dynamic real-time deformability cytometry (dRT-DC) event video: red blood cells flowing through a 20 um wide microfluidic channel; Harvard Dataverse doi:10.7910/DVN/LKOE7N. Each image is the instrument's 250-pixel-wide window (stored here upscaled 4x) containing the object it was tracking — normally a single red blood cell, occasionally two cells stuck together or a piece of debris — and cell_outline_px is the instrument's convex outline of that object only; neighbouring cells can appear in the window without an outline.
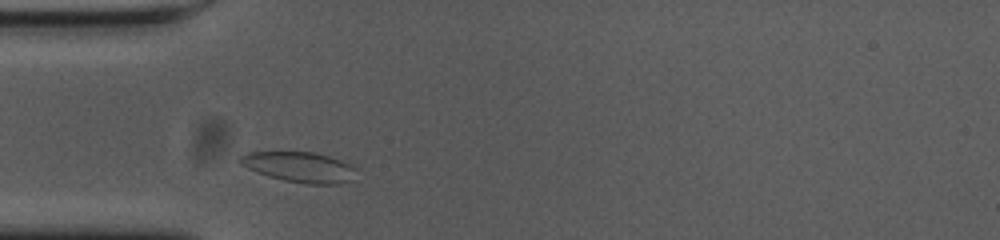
{"species": "common noctule bat (a hibernating species)", "species_latin": "Nyctalus noctula", "temperature_condition": "cold", "stored_images_in_passage": 31, "camera_frame_rate_fps": 3000, "um_per_image_px": 0.085, "animal": {"sex": "female", "body_mass_g": 23.0, "forearm_length_mm": 53.4}, "frame": {"image": 1, "passage_image": 2, "time_ms": 0.333, "image_size_px": [1000, 240], "cell_outline_px": [[352, 180], [340, 184], [304, 184], [284, 180], [268, 176], [240, 164], [236, 160], [240, 156], [248, 152], [312, 152], [328, 156], [348, 164], [352, 168]], "centroid_in_image_um": [25.38, 14.2], "position_along_channel_um": 59.6, "area_um2": 20.11}}
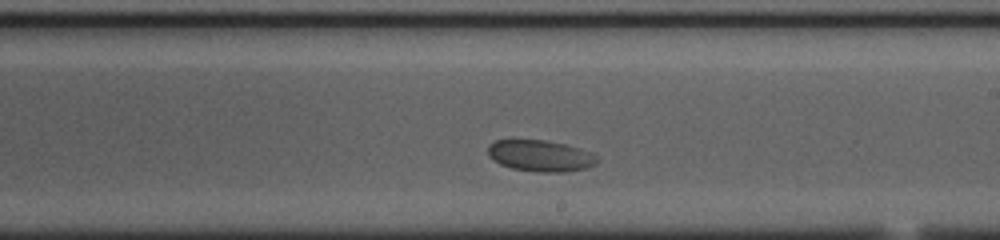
{"frame": {"image": 2, "passage_image": 18, "time_ms": 5.667, "image_size_px": [1000, 240], "cell_outline_px": [[596, 164], [584, 168], [564, 172], [536, 172], [512, 168], [500, 164], [488, 156], [488, 144], [496, 140], [512, 136], [544, 140], [564, 144], [588, 152], [596, 156]], "centroid_in_image_um": [45.8, 13.19], "position_along_channel_um": 243.2, "area_um2": 20.35}}
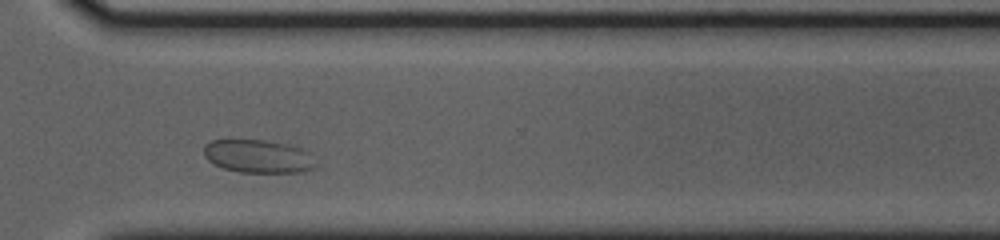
{"frame": {"image": 3, "passage_image": 27, "time_ms": 8.667, "image_size_px": [1000, 240], "cell_outline_px": [[316, 164], [312, 168], [300, 172], [240, 172], [224, 168], [208, 160], [204, 156], [204, 144], [212, 140], [268, 140], [292, 144], [300, 148]], "centroid_in_image_um": [21.89, 13.27], "position_along_channel_um": 348.7, "area_um2": 21.33}, "authors_computed_cell_mechanics": {"area_um2": 20.2878, "velocity_mm_per_s": 3.5049, "shape_relaxation_time_tau1_ms": 4.272, "shape_relaxation_time_tau2_ms": null, "deformation_change_tau1": 0.0644, "deformation_change_tau2": null}}